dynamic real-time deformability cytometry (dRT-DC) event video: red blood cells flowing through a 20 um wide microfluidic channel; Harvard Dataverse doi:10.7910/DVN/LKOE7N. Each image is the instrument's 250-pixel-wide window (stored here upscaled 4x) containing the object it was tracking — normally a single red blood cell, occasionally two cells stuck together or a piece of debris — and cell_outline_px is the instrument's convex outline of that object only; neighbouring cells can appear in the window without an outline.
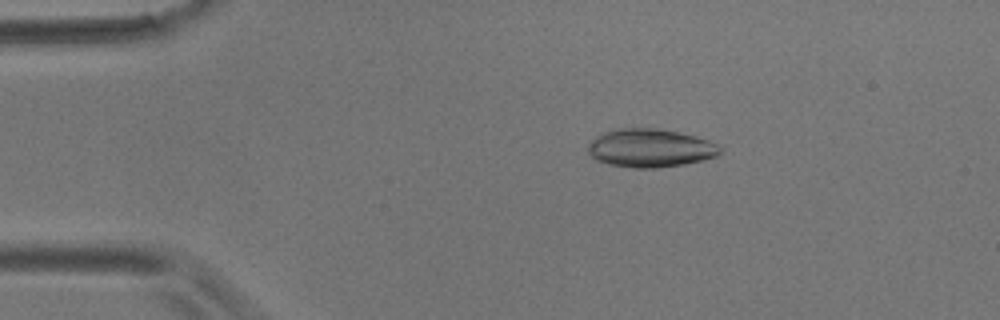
{"species": "common noctule bat (a hibernating species)", "species_latin": "Nyctalus noctula", "temperature_condition": "room temperature", "stored_images_in_passage": 3, "camera_frame_rate_fps": 3000, "um_per_image_px": 0.085, "animal": {"sex": "male", "body_mass_g": 17.9}, "frame": {"image": 1, "passage_image": 2, "time_ms": 2.0, "image_size_px": [1000, 320], "cell_outline_px": [[724, 152], [716, 156], [704, 160], [684, 164], [660, 168], [632, 168], [608, 164], [596, 160], [588, 152], [588, 144], [596, 136], [612, 128], [656, 128], [676, 132], [708, 140], [720, 144]], "centroid_in_image_um": [55.28, 12.59], "position_along_channel_um": 29.7, "area_um2": 29.77}}